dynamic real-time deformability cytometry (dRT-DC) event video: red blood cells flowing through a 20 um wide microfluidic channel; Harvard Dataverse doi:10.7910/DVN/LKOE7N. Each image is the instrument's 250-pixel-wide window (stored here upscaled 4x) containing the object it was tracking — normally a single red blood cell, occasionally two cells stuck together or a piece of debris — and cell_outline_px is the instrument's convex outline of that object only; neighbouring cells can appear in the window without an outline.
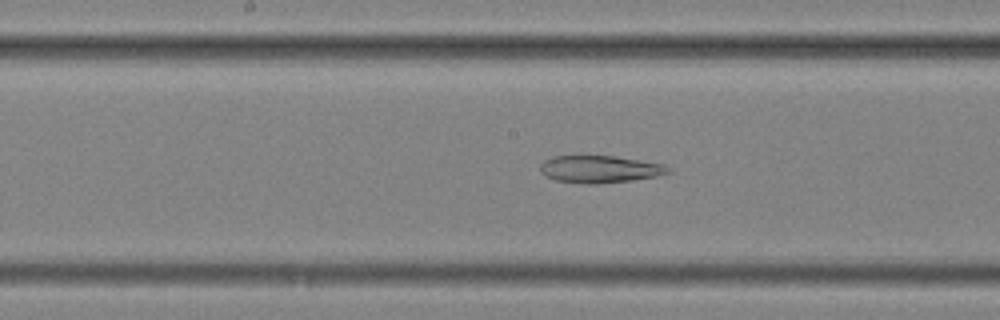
{"species": "common noctule bat (a hibernating species)", "species_latin": "Nyctalus noctula", "temperature_condition": "cold", "stored_images_in_passage": 33, "camera_frame_rate_fps": 3000, "um_per_image_px": 0.085, "animal": {"sex": "female", "body_mass_g": 25.1}, "frame": {"image": 1, "passage_image": 19, "time_ms": 6.0, "image_size_px": [1000, 320], "cell_outline_px": [[672, 172], [656, 176], [632, 180], [596, 184], [584, 184], [556, 180], [544, 176], [540, 172], [540, 164], [544, 160], [556, 156], [612, 156], [664, 164]], "centroid_in_image_um": [50.94, 14.39], "position_along_channel_um": 197.3, "area_um2": 20.23}}
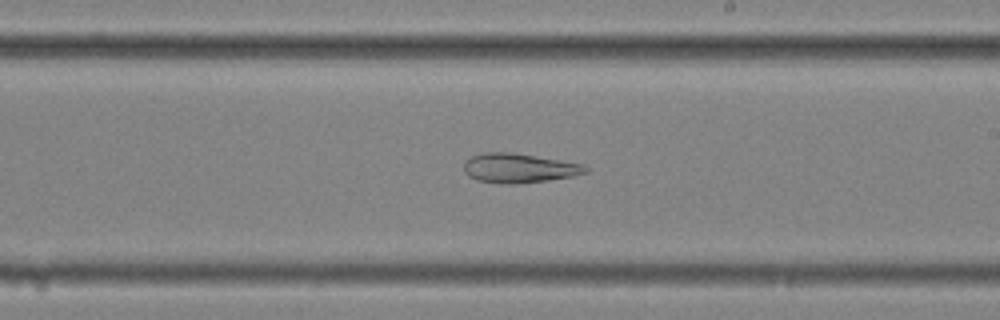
{"frame": {"image": 2, "passage_image": 23, "time_ms": 7.333, "image_size_px": [1000, 320], "cell_outline_px": [[588, 172], [572, 176], [548, 180], [512, 184], [508, 184], [476, 180], [468, 176], [464, 172], [464, 160], [480, 152], [512, 152], [584, 164], [588, 168]], "centroid_in_image_um": [44.08, 14.28], "position_along_channel_um": 244.9, "area_um2": 20.87}}